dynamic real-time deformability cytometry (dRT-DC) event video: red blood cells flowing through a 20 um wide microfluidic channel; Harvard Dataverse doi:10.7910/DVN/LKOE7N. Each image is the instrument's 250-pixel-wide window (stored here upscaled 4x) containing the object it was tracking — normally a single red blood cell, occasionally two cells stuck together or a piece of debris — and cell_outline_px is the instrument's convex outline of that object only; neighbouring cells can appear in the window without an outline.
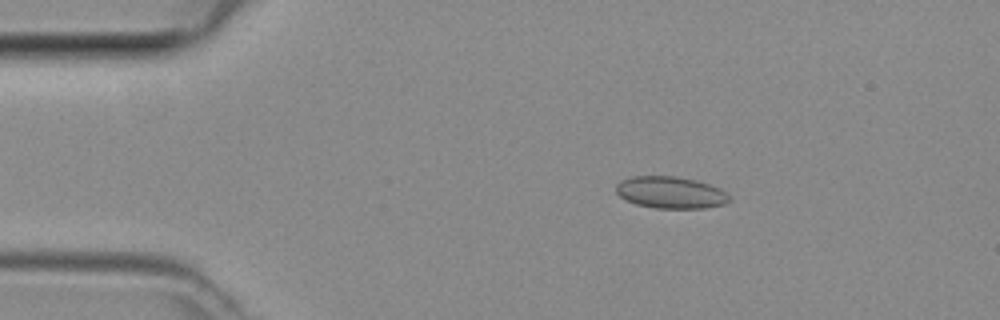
{"species": "common noctule bat (a hibernating species)", "species_latin": "Nyctalus noctula", "temperature_condition": "room temperature", "stored_images_in_passage": 3, "camera_frame_rate_fps": 3000, "um_per_image_px": 0.085, "animal": {"sex": "female", "body_mass_g": 29.2, "forearm_length_mm": 56.3}, "frame": {"image": 1, "passage_image": 1, "time_ms": 0.0, "image_size_px": [1000, 320], "cell_outline_px": [[732, 200], [724, 204], [704, 208], [656, 208], [636, 204], [620, 196], [616, 192], [616, 184], [620, 180], [632, 176], [672, 176], [696, 180], [720, 188]], "centroid_in_image_um": [56.99, 16.36], "position_along_channel_um": 28.0, "area_um2": 20.92}}
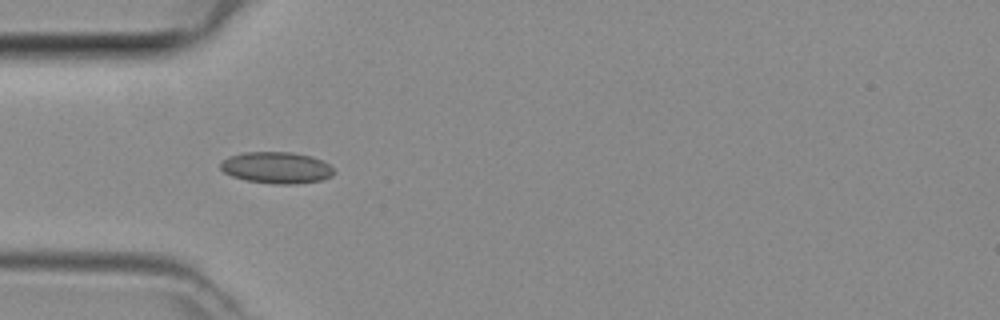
{"frame": {"image": 2, "passage_image": 2, "time_ms": 0.333, "image_size_px": [1000, 320], "cell_outline_px": [[336, 172], [332, 176], [320, 180], [292, 184], [272, 184], [248, 180], [232, 176], [224, 172], [220, 168], [220, 164], [228, 156], [240, 152], [292, 152], [312, 156], [328, 164]], "centroid_in_image_um": [23.49, 14.24], "position_along_channel_um": 61.5, "area_um2": 20.81}}
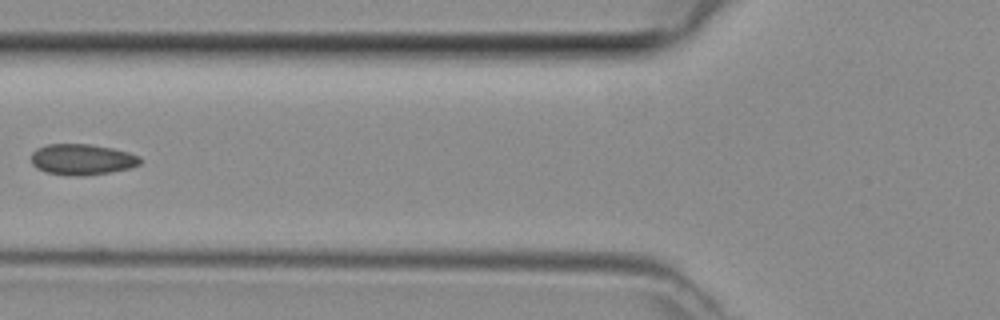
{"frame": {"image": 3, "passage_image": 3, "time_ms": 0.667, "image_size_px": [1000, 320], "cell_outline_px": [[140, 164], [128, 168], [108, 172], [84, 176], [72, 176], [44, 172], [36, 168], [32, 164], [32, 152], [36, 148], [48, 144], [88, 144], [112, 148], [128, 152], [140, 156]], "centroid_in_image_um": [6.93, 13.55], "position_along_channel_um": 118.9, "area_um2": 19.59}}